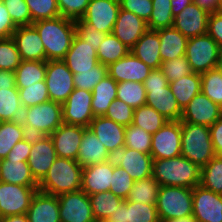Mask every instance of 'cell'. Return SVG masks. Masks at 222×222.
Segmentation results:
<instances>
[{
  "label": "cell",
  "instance_id": "cell-22",
  "mask_svg": "<svg viewBox=\"0 0 222 222\" xmlns=\"http://www.w3.org/2000/svg\"><path fill=\"white\" fill-rule=\"evenodd\" d=\"M152 69L129 52L108 66V75L117 83L131 81L143 83Z\"/></svg>",
  "mask_w": 222,
  "mask_h": 222
},
{
  "label": "cell",
  "instance_id": "cell-40",
  "mask_svg": "<svg viewBox=\"0 0 222 222\" xmlns=\"http://www.w3.org/2000/svg\"><path fill=\"white\" fill-rule=\"evenodd\" d=\"M167 122L168 120L164 116L148 105H143L137 109H134L132 124L139 126L151 134L156 133Z\"/></svg>",
  "mask_w": 222,
  "mask_h": 222
},
{
  "label": "cell",
  "instance_id": "cell-45",
  "mask_svg": "<svg viewBox=\"0 0 222 222\" xmlns=\"http://www.w3.org/2000/svg\"><path fill=\"white\" fill-rule=\"evenodd\" d=\"M152 134L133 124L125 128L124 146L141 153L151 154Z\"/></svg>",
  "mask_w": 222,
  "mask_h": 222
},
{
  "label": "cell",
  "instance_id": "cell-59",
  "mask_svg": "<svg viewBox=\"0 0 222 222\" xmlns=\"http://www.w3.org/2000/svg\"><path fill=\"white\" fill-rule=\"evenodd\" d=\"M207 34L222 46V11L209 14Z\"/></svg>",
  "mask_w": 222,
  "mask_h": 222
},
{
  "label": "cell",
  "instance_id": "cell-31",
  "mask_svg": "<svg viewBox=\"0 0 222 222\" xmlns=\"http://www.w3.org/2000/svg\"><path fill=\"white\" fill-rule=\"evenodd\" d=\"M162 62L185 56L188 38L173 26L158 29Z\"/></svg>",
  "mask_w": 222,
  "mask_h": 222
},
{
  "label": "cell",
  "instance_id": "cell-8",
  "mask_svg": "<svg viewBox=\"0 0 222 222\" xmlns=\"http://www.w3.org/2000/svg\"><path fill=\"white\" fill-rule=\"evenodd\" d=\"M219 45L207 33L188 38L185 57L194 73L202 74L219 66Z\"/></svg>",
  "mask_w": 222,
  "mask_h": 222
},
{
  "label": "cell",
  "instance_id": "cell-43",
  "mask_svg": "<svg viewBox=\"0 0 222 222\" xmlns=\"http://www.w3.org/2000/svg\"><path fill=\"white\" fill-rule=\"evenodd\" d=\"M201 92L222 108V68L216 67L201 74Z\"/></svg>",
  "mask_w": 222,
  "mask_h": 222
},
{
  "label": "cell",
  "instance_id": "cell-33",
  "mask_svg": "<svg viewBox=\"0 0 222 222\" xmlns=\"http://www.w3.org/2000/svg\"><path fill=\"white\" fill-rule=\"evenodd\" d=\"M179 107L184 110L188 103L201 92V74L191 73L169 83Z\"/></svg>",
  "mask_w": 222,
  "mask_h": 222
},
{
  "label": "cell",
  "instance_id": "cell-55",
  "mask_svg": "<svg viewBox=\"0 0 222 222\" xmlns=\"http://www.w3.org/2000/svg\"><path fill=\"white\" fill-rule=\"evenodd\" d=\"M76 35L97 51L107 33L99 32L93 25L85 24L78 19L76 20Z\"/></svg>",
  "mask_w": 222,
  "mask_h": 222
},
{
  "label": "cell",
  "instance_id": "cell-12",
  "mask_svg": "<svg viewBox=\"0 0 222 222\" xmlns=\"http://www.w3.org/2000/svg\"><path fill=\"white\" fill-rule=\"evenodd\" d=\"M94 117L92 92L75 88L62 104L63 123L88 128Z\"/></svg>",
  "mask_w": 222,
  "mask_h": 222
},
{
  "label": "cell",
  "instance_id": "cell-27",
  "mask_svg": "<svg viewBox=\"0 0 222 222\" xmlns=\"http://www.w3.org/2000/svg\"><path fill=\"white\" fill-rule=\"evenodd\" d=\"M26 216L28 222H60L57 196L37 190Z\"/></svg>",
  "mask_w": 222,
  "mask_h": 222
},
{
  "label": "cell",
  "instance_id": "cell-53",
  "mask_svg": "<svg viewBox=\"0 0 222 222\" xmlns=\"http://www.w3.org/2000/svg\"><path fill=\"white\" fill-rule=\"evenodd\" d=\"M2 2L17 27L32 25L31 14L25 0H2Z\"/></svg>",
  "mask_w": 222,
  "mask_h": 222
},
{
  "label": "cell",
  "instance_id": "cell-3",
  "mask_svg": "<svg viewBox=\"0 0 222 222\" xmlns=\"http://www.w3.org/2000/svg\"><path fill=\"white\" fill-rule=\"evenodd\" d=\"M82 170L76 160L57 157L38 183V190L55 196L80 190Z\"/></svg>",
  "mask_w": 222,
  "mask_h": 222
},
{
  "label": "cell",
  "instance_id": "cell-37",
  "mask_svg": "<svg viewBox=\"0 0 222 222\" xmlns=\"http://www.w3.org/2000/svg\"><path fill=\"white\" fill-rule=\"evenodd\" d=\"M28 135L22 121L0 123V159H4L12 147Z\"/></svg>",
  "mask_w": 222,
  "mask_h": 222
},
{
  "label": "cell",
  "instance_id": "cell-42",
  "mask_svg": "<svg viewBox=\"0 0 222 222\" xmlns=\"http://www.w3.org/2000/svg\"><path fill=\"white\" fill-rule=\"evenodd\" d=\"M146 94L143 83L125 81L117 84V99L133 109L146 105Z\"/></svg>",
  "mask_w": 222,
  "mask_h": 222
},
{
  "label": "cell",
  "instance_id": "cell-28",
  "mask_svg": "<svg viewBox=\"0 0 222 222\" xmlns=\"http://www.w3.org/2000/svg\"><path fill=\"white\" fill-rule=\"evenodd\" d=\"M160 45L158 30L148 29L130 49V52L148 65L150 69H159L162 63Z\"/></svg>",
  "mask_w": 222,
  "mask_h": 222
},
{
  "label": "cell",
  "instance_id": "cell-41",
  "mask_svg": "<svg viewBox=\"0 0 222 222\" xmlns=\"http://www.w3.org/2000/svg\"><path fill=\"white\" fill-rule=\"evenodd\" d=\"M200 185L222 194V155H216L201 168Z\"/></svg>",
  "mask_w": 222,
  "mask_h": 222
},
{
  "label": "cell",
  "instance_id": "cell-20",
  "mask_svg": "<svg viewBox=\"0 0 222 222\" xmlns=\"http://www.w3.org/2000/svg\"><path fill=\"white\" fill-rule=\"evenodd\" d=\"M209 14L192 2L174 16L172 26L187 38L200 36L207 33Z\"/></svg>",
  "mask_w": 222,
  "mask_h": 222
},
{
  "label": "cell",
  "instance_id": "cell-7",
  "mask_svg": "<svg viewBox=\"0 0 222 222\" xmlns=\"http://www.w3.org/2000/svg\"><path fill=\"white\" fill-rule=\"evenodd\" d=\"M155 205L160 220L168 221L192 215V189L160 186Z\"/></svg>",
  "mask_w": 222,
  "mask_h": 222
},
{
  "label": "cell",
  "instance_id": "cell-54",
  "mask_svg": "<svg viewBox=\"0 0 222 222\" xmlns=\"http://www.w3.org/2000/svg\"><path fill=\"white\" fill-rule=\"evenodd\" d=\"M133 116L134 109L119 99H116L111 103L105 114V117L124 127L133 123Z\"/></svg>",
  "mask_w": 222,
  "mask_h": 222
},
{
  "label": "cell",
  "instance_id": "cell-15",
  "mask_svg": "<svg viewBox=\"0 0 222 222\" xmlns=\"http://www.w3.org/2000/svg\"><path fill=\"white\" fill-rule=\"evenodd\" d=\"M192 207L197 222H222V194L199 184L192 189Z\"/></svg>",
  "mask_w": 222,
  "mask_h": 222
},
{
  "label": "cell",
  "instance_id": "cell-49",
  "mask_svg": "<svg viewBox=\"0 0 222 222\" xmlns=\"http://www.w3.org/2000/svg\"><path fill=\"white\" fill-rule=\"evenodd\" d=\"M23 109L50 100L45 81H40L25 88H17Z\"/></svg>",
  "mask_w": 222,
  "mask_h": 222
},
{
  "label": "cell",
  "instance_id": "cell-5",
  "mask_svg": "<svg viewBox=\"0 0 222 222\" xmlns=\"http://www.w3.org/2000/svg\"><path fill=\"white\" fill-rule=\"evenodd\" d=\"M181 155L200 168L214 158L209 127L181 122Z\"/></svg>",
  "mask_w": 222,
  "mask_h": 222
},
{
  "label": "cell",
  "instance_id": "cell-58",
  "mask_svg": "<svg viewBox=\"0 0 222 222\" xmlns=\"http://www.w3.org/2000/svg\"><path fill=\"white\" fill-rule=\"evenodd\" d=\"M32 147V136L28 135L22 141L17 142L5 157L27 162Z\"/></svg>",
  "mask_w": 222,
  "mask_h": 222
},
{
  "label": "cell",
  "instance_id": "cell-62",
  "mask_svg": "<svg viewBox=\"0 0 222 222\" xmlns=\"http://www.w3.org/2000/svg\"><path fill=\"white\" fill-rule=\"evenodd\" d=\"M13 88H17L15 73L13 71L0 70V89Z\"/></svg>",
  "mask_w": 222,
  "mask_h": 222
},
{
  "label": "cell",
  "instance_id": "cell-4",
  "mask_svg": "<svg viewBox=\"0 0 222 222\" xmlns=\"http://www.w3.org/2000/svg\"><path fill=\"white\" fill-rule=\"evenodd\" d=\"M146 94V105L153 107L168 121H179L182 109L171 91L167 78L160 69H152L143 82Z\"/></svg>",
  "mask_w": 222,
  "mask_h": 222
},
{
  "label": "cell",
  "instance_id": "cell-46",
  "mask_svg": "<svg viewBox=\"0 0 222 222\" xmlns=\"http://www.w3.org/2000/svg\"><path fill=\"white\" fill-rule=\"evenodd\" d=\"M155 204L136 203L126 200V222H157Z\"/></svg>",
  "mask_w": 222,
  "mask_h": 222
},
{
  "label": "cell",
  "instance_id": "cell-13",
  "mask_svg": "<svg viewBox=\"0 0 222 222\" xmlns=\"http://www.w3.org/2000/svg\"><path fill=\"white\" fill-rule=\"evenodd\" d=\"M57 198L60 222H96L89 195L81 189Z\"/></svg>",
  "mask_w": 222,
  "mask_h": 222
},
{
  "label": "cell",
  "instance_id": "cell-11",
  "mask_svg": "<svg viewBox=\"0 0 222 222\" xmlns=\"http://www.w3.org/2000/svg\"><path fill=\"white\" fill-rule=\"evenodd\" d=\"M45 84L51 101L63 104L75 89L73 73L63 60L47 61Z\"/></svg>",
  "mask_w": 222,
  "mask_h": 222
},
{
  "label": "cell",
  "instance_id": "cell-25",
  "mask_svg": "<svg viewBox=\"0 0 222 222\" xmlns=\"http://www.w3.org/2000/svg\"><path fill=\"white\" fill-rule=\"evenodd\" d=\"M110 152L124 146L125 128L105 116L94 117L88 127Z\"/></svg>",
  "mask_w": 222,
  "mask_h": 222
},
{
  "label": "cell",
  "instance_id": "cell-6",
  "mask_svg": "<svg viewBox=\"0 0 222 222\" xmlns=\"http://www.w3.org/2000/svg\"><path fill=\"white\" fill-rule=\"evenodd\" d=\"M22 124L27 135L50 136L62 123V104L47 101L23 109Z\"/></svg>",
  "mask_w": 222,
  "mask_h": 222
},
{
  "label": "cell",
  "instance_id": "cell-24",
  "mask_svg": "<svg viewBox=\"0 0 222 222\" xmlns=\"http://www.w3.org/2000/svg\"><path fill=\"white\" fill-rule=\"evenodd\" d=\"M62 60L73 74L91 70L99 64L97 51L76 34L73 37L69 51Z\"/></svg>",
  "mask_w": 222,
  "mask_h": 222
},
{
  "label": "cell",
  "instance_id": "cell-66",
  "mask_svg": "<svg viewBox=\"0 0 222 222\" xmlns=\"http://www.w3.org/2000/svg\"><path fill=\"white\" fill-rule=\"evenodd\" d=\"M0 222H28L26 214L0 218Z\"/></svg>",
  "mask_w": 222,
  "mask_h": 222
},
{
  "label": "cell",
  "instance_id": "cell-65",
  "mask_svg": "<svg viewBox=\"0 0 222 222\" xmlns=\"http://www.w3.org/2000/svg\"><path fill=\"white\" fill-rule=\"evenodd\" d=\"M193 0H171V11L173 17L179 14L187 5L191 4Z\"/></svg>",
  "mask_w": 222,
  "mask_h": 222
},
{
  "label": "cell",
  "instance_id": "cell-39",
  "mask_svg": "<svg viewBox=\"0 0 222 222\" xmlns=\"http://www.w3.org/2000/svg\"><path fill=\"white\" fill-rule=\"evenodd\" d=\"M160 185L153 176L135 181L126 200L136 203L156 204Z\"/></svg>",
  "mask_w": 222,
  "mask_h": 222
},
{
  "label": "cell",
  "instance_id": "cell-18",
  "mask_svg": "<svg viewBox=\"0 0 222 222\" xmlns=\"http://www.w3.org/2000/svg\"><path fill=\"white\" fill-rule=\"evenodd\" d=\"M221 116L222 108L200 92L182 111L180 121L210 127Z\"/></svg>",
  "mask_w": 222,
  "mask_h": 222
},
{
  "label": "cell",
  "instance_id": "cell-70",
  "mask_svg": "<svg viewBox=\"0 0 222 222\" xmlns=\"http://www.w3.org/2000/svg\"><path fill=\"white\" fill-rule=\"evenodd\" d=\"M157 222H168V221H165V220H160V219H159Z\"/></svg>",
  "mask_w": 222,
  "mask_h": 222
},
{
  "label": "cell",
  "instance_id": "cell-52",
  "mask_svg": "<svg viewBox=\"0 0 222 222\" xmlns=\"http://www.w3.org/2000/svg\"><path fill=\"white\" fill-rule=\"evenodd\" d=\"M134 182L133 178L122 167H113L109 191L123 200H126Z\"/></svg>",
  "mask_w": 222,
  "mask_h": 222
},
{
  "label": "cell",
  "instance_id": "cell-67",
  "mask_svg": "<svg viewBox=\"0 0 222 222\" xmlns=\"http://www.w3.org/2000/svg\"><path fill=\"white\" fill-rule=\"evenodd\" d=\"M168 222H197L193 215L168 220Z\"/></svg>",
  "mask_w": 222,
  "mask_h": 222
},
{
  "label": "cell",
  "instance_id": "cell-38",
  "mask_svg": "<svg viewBox=\"0 0 222 222\" xmlns=\"http://www.w3.org/2000/svg\"><path fill=\"white\" fill-rule=\"evenodd\" d=\"M130 50L121 43L117 37L113 34H107L100 44L97 50V58L99 63L109 66L124 56H126Z\"/></svg>",
  "mask_w": 222,
  "mask_h": 222
},
{
  "label": "cell",
  "instance_id": "cell-56",
  "mask_svg": "<svg viewBox=\"0 0 222 222\" xmlns=\"http://www.w3.org/2000/svg\"><path fill=\"white\" fill-rule=\"evenodd\" d=\"M57 3L62 17L76 21L85 14L90 0H57Z\"/></svg>",
  "mask_w": 222,
  "mask_h": 222
},
{
  "label": "cell",
  "instance_id": "cell-2",
  "mask_svg": "<svg viewBox=\"0 0 222 222\" xmlns=\"http://www.w3.org/2000/svg\"><path fill=\"white\" fill-rule=\"evenodd\" d=\"M201 168L182 155L169 159H153L152 176L160 186L193 189L200 184Z\"/></svg>",
  "mask_w": 222,
  "mask_h": 222
},
{
  "label": "cell",
  "instance_id": "cell-34",
  "mask_svg": "<svg viewBox=\"0 0 222 222\" xmlns=\"http://www.w3.org/2000/svg\"><path fill=\"white\" fill-rule=\"evenodd\" d=\"M47 61H25L14 71L17 88H25L45 80Z\"/></svg>",
  "mask_w": 222,
  "mask_h": 222
},
{
  "label": "cell",
  "instance_id": "cell-14",
  "mask_svg": "<svg viewBox=\"0 0 222 222\" xmlns=\"http://www.w3.org/2000/svg\"><path fill=\"white\" fill-rule=\"evenodd\" d=\"M181 155V121H168L151 138L153 159H169Z\"/></svg>",
  "mask_w": 222,
  "mask_h": 222
},
{
  "label": "cell",
  "instance_id": "cell-69",
  "mask_svg": "<svg viewBox=\"0 0 222 222\" xmlns=\"http://www.w3.org/2000/svg\"><path fill=\"white\" fill-rule=\"evenodd\" d=\"M219 11H222V0H217Z\"/></svg>",
  "mask_w": 222,
  "mask_h": 222
},
{
  "label": "cell",
  "instance_id": "cell-17",
  "mask_svg": "<svg viewBox=\"0 0 222 222\" xmlns=\"http://www.w3.org/2000/svg\"><path fill=\"white\" fill-rule=\"evenodd\" d=\"M57 158L50 136H32V147L27 163L35 180L39 183Z\"/></svg>",
  "mask_w": 222,
  "mask_h": 222
},
{
  "label": "cell",
  "instance_id": "cell-35",
  "mask_svg": "<svg viewBox=\"0 0 222 222\" xmlns=\"http://www.w3.org/2000/svg\"><path fill=\"white\" fill-rule=\"evenodd\" d=\"M89 198L96 222H105L117 207L124 202L122 198L110 191L89 195Z\"/></svg>",
  "mask_w": 222,
  "mask_h": 222
},
{
  "label": "cell",
  "instance_id": "cell-29",
  "mask_svg": "<svg viewBox=\"0 0 222 222\" xmlns=\"http://www.w3.org/2000/svg\"><path fill=\"white\" fill-rule=\"evenodd\" d=\"M0 181L21 186L38 187L27 162L0 159Z\"/></svg>",
  "mask_w": 222,
  "mask_h": 222
},
{
  "label": "cell",
  "instance_id": "cell-44",
  "mask_svg": "<svg viewBox=\"0 0 222 222\" xmlns=\"http://www.w3.org/2000/svg\"><path fill=\"white\" fill-rule=\"evenodd\" d=\"M171 0H152V13L147 22L148 29L158 30L173 25Z\"/></svg>",
  "mask_w": 222,
  "mask_h": 222
},
{
  "label": "cell",
  "instance_id": "cell-36",
  "mask_svg": "<svg viewBox=\"0 0 222 222\" xmlns=\"http://www.w3.org/2000/svg\"><path fill=\"white\" fill-rule=\"evenodd\" d=\"M23 107L17 88L0 89V121H20Z\"/></svg>",
  "mask_w": 222,
  "mask_h": 222
},
{
  "label": "cell",
  "instance_id": "cell-26",
  "mask_svg": "<svg viewBox=\"0 0 222 222\" xmlns=\"http://www.w3.org/2000/svg\"><path fill=\"white\" fill-rule=\"evenodd\" d=\"M113 166L107 162L83 167L81 190L87 195L109 191Z\"/></svg>",
  "mask_w": 222,
  "mask_h": 222
},
{
  "label": "cell",
  "instance_id": "cell-19",
  "mask_svg": "<svg viewBox=\"0 0 222 222\" xmlns=\"http://www.w3.org/2000/svg\"><path fill=\"white\" fill-rule=\"evenodd\" d=\"M11 38L22 60L46 61L43 42L33 25L18 26Z\"/></svg>",
  "mask_w": 222,
  "mask_h": 222
},
{
  "label": "cell",
  "instance_id": "cell-32",
  "mask_svg": "<svg viewBox=\"0 0 222 222\" xmlns=\"http://www.w3.org/2000/svg\"><path fill=\"white\" fill-rule=\"evenodd\" d=\"M117 82L109 75L92 90V112L95 117L105 116L111 103L117 99Z\"/></svg>",
  "mask_w": 222,
  "mask_h": 222
},
{
  "label": "cell",
  "instance_id": "cell-47",
  "mask_svg": "<svg viewBox=\"0 0 222 222\" xmlns=\"http://www.w3.org/2000/svg\"><path fill=\"white\" fill-rule=\"evenodd\" d=\"M108 75V66L101 63L91 70L80 71L73 74L74 86L77 89H83L92 92L93 88Z\"/></svg>",
  "mask_w": 222,
  "mask_h": 222
},
{
  "label": "cell",
  "instance_id": "cell-63",
  "mask_svg": "<svg viewBox=\"0 0 222 222\" xmlns=\"http://www.w3.org/2000/svg\"><path fill=\"white\" fill-rule=\"evenodd\" d=\"M105 222H126V200L117 207Z\"/></svg>",
  "mask_w": 222,
  "mask_h": 222
},
{
  "label": "cell",
  "instance_id": "cell-23",
  "mask_svg": "<svg viewBox=\"0 0 222 222\" xmlns=\"http://www.w3.org/2000/svg\"><path fill=\"white\" fill-rule=\"evenodd\" d=\"M147 30L146 21L120 8L112 33L130 50Z\"/></svg>",
  "mask_w": 222,
  "mask_h": 222
},
{
  "label": "cell",
  "instance_id": "cell-48",
  "mask_svg": "<svg viewBox=\"0 0 222 222\" xmlns=\"http://www.w3.org/2000/svg\"><path fill=\"white\" fill-rule=\"evenodd\" d=\"M32 23L39 20L53 19L61 16L57 0H25Z\"/></svg>",
  "mask_w": 222,
  "mask_h": 222
},
{
  "label": "cell",
  "instance_id": "cell-50",
  "mask_svg": "<svg viewBox=\"0 0 222 222\" xmlns=\"http://www.w3.org/2000/svg\"><path fill=\"white\" fill-rule=\"evenodd\" d=\"M22 59L12 38L0 39V70L15 71Z\"/></svg>",
  "mask_w": 222,
  "mask_h": 222
},
{
  "label": "cell",
  "instance_id": "cell-57",
  "mask_svg": "<svg viewBox=\"0 0 222 222\" xmlns=\"http://www.w3.org/2000/svg\"><path fill=\"white\" fill-rule=\"evenodd\" d=\"M120 8L132 12L148 22L152 13V0H119Z\"/></svg>",
  "mask_w": 222,
  "mask_h": 222
},
{
  "label": "cell",
  "instance_id": "cell-9",
  "mask_svg": "<svg viewBox=\"0 0 222 222\" xmlns=\"http://www.w3.org/2000/svg\"><path fill=\"white\" fill-rule=\"evenodd\" d=\"M106 162L113 167H122L134 181L152 176L153 157L151 154L141 153L125 146L111 150Z\"/></svg>",
  "mask_w": 222,
  "mask_h": 222
},
{
  "label": "cell",
  "instance_id": "cell-1",
  "mask_svg": "<svg viewBox=\"0 0 222 222\" xmlns=\"http://www.w3.org/2000/svg\"><path fill=\"white\" fill-rule=\"evenodd\" d=\"M32 25L43 42L46 61L62 60L69 51L76 34V21L59 16L53 19L39 20Z\"/></svg>",
  "mask_w": 222,
  "mask_h": 222
},
{
  "label": "cell",
  "instance_id": "cell-10",
  "mask_svg": "<svg viewBox=\"0 0 222 222\" xmlns=\"http://www.w3.org/2000/svg\"><path fill=\"white\" fill-rule=\"evenodd\" d=\"M37 190L0 181V218L26 214Z\"/></svg>",
  "mask_w": 222,
  "mask_h": 222
},
{
  "label": "cell",
  "instance_id": "cell-51",
  "mask_svg": "<svg viewBox=\"0 0 222 222\" xmlns=\"http://www.w3.org/2000/svg\"><path fill=\"white\" fill-rule=\"evenodd\" d=\"M168 82H174L178 79L193 73L191 66L185 56L175 58L161 63L160 68Z\"/></svg>",
  "mask_w": 222,
  "mask_h": 222
},
{
  "label": "cell",
  "instance_id": "cell-61",
  "mask_svg": "<svg viewBox=\"0 0 222 222\" xmlns=\"http://www.w3.org/2000/svg\"><path fill=\"white\" fill-rule=\"evenodd\" d=\"M209 129L214 152L222 155V116Z\"/></svg>",
  "mask_w": 222,
  "mask_h": 222
},
{
  "label": "cell",
  "instance_id": "cell-16",
  "mask_svg": "<svg viewBox=\"0 0 222 222\" xmlns=\"http://www.w3.org/2000/svg\"><path fill=\"white\" fill-rule=\"evenodd\" d=\"M120 10L119 0H90L81 20L93 25L99 32L110 34Z\"/></svg>",
  "mask_w": 222,
  "mask_h": 222
},
{
  "label": "cell",
  "instance_id": "cell-68",
  "mask_svg": "<svg viewBox=\"0 0 222 222\" xmlns=\"http://www.w3.org/2000/svg\"><path fill=\"white\" fill-rule=\"evenodd\" d=\"M219 66H222V46L219 47Z\"/></svg>",
  "mask_w": 222,
  "mask_h": 222
},
{
  "label": "cell",
  "instance_id": "cell-64",
  "mask_svg": "<svg viewBox=\"0 0 222 222\" xmlns=\"http://www.w3.org/2000/svg\"><path fill=\"white\" fill-rule=\"evenodd\" d=\"M193 2L199 8L206 10L208 13L219 11L217 0H193Z\"/></svg>",
  "mask_w": 222,
  "mask_h": 222
},
{
  "label": "cell",
  "instance_id": "cell-30",
  "mask_svg": "<svg viewBox=\"0 0 222 222\" xmlns=\"http://www.w3.org/2000/svg\"><path fill=\"white\" fill-rule=\"evenodd\" d=\"M109 151L96 135L86 128L79 146L76 161L81 167L106 162Z\"/></svg>",
  "mask_w": 222,
  "mask_h": 222
},
{
  "label": "cell",
  "instance_id": "cell-21",
  "mask_svg": "<svg viewBox=\"0 0 222 222\" xmlns=\"http://www.w3.org/2000/svg\"><path fill=\"white\" fill-rule=\"evenodd\" d=\"M86 127L62 123L51 135L57 157L76 160Z\"/></svg>",
  "mask_w": 222,
  "mask_h": 222
},
{
  "label": "cell",
  "instance_id": "cell-60",
  "mask_svg": "<svg viewBox=\"0 0 222 222\" xmlns=\"http://www.w3.org/2000/svg\"><path fill=\"white\" fill-rule=\"evenodd\" d=\"M17 26L12 21L9 12L0 0V39L11 38Z\"/></svg>",
  "mask_w": 222,
  "mask_h": 222
}]
</instances>
